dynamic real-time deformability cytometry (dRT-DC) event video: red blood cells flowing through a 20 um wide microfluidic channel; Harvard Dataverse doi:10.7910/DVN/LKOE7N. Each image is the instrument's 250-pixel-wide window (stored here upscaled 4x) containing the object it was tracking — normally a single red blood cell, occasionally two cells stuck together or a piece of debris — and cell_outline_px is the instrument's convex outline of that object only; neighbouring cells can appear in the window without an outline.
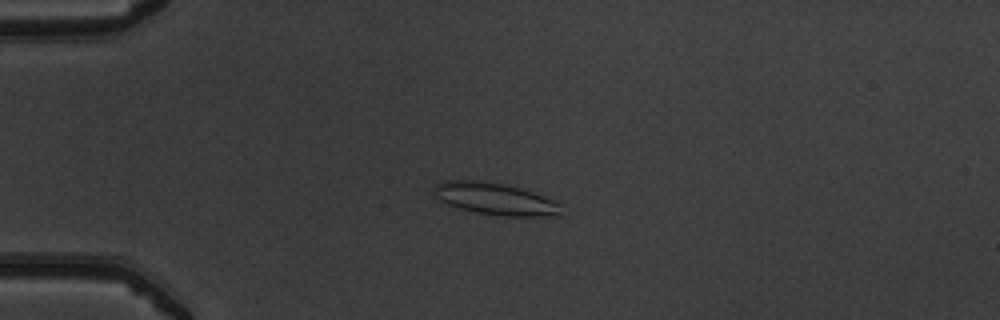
{"species": "common noctule bat (a hibernating species)", "species_latin": "Nyctalus noctula", "temperature_condition": "warm", "stored_images_in_passage": 46, "camera_frame_rate_fps": 3000, "um_per_image_px": 0.085, "animal": {"sex": "male", "body_mass_g": 19.5, "forearm_length_mm": 54.6}, "frame": {"image": 1, "passage_image": 8, "time_ms": 2.333, "image_size_px": [1000, 320], "cell_outline_px": [[564, 216], [504, 216], [476, 212], [460, 208], [448, 204], [432, 196], [436, 184], [444, 180], [480, 180], [504, 184], [520, 188], [560, 200]], "centroid_in_image_um": [42.18, 16.9], "position_along_channel_um": 42.8, "area_um2": 24.22}}
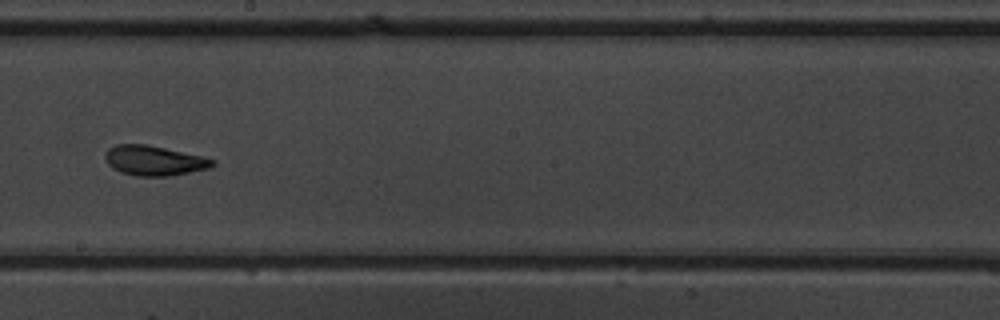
{"frame": {"image": 2, "passage_image": 25, "time_ms": 8.0, "image_size_px": [1000, 320], "cell_outline_px": [[216, 164], [208, 168], [168, 176], [136, 176], [120, 172], [112, 168], [108, 164], [104, 156], [104, 152], [108, 148], [116, 144], [144, 144], [204, 156], [216, 160]], "centroid_in_image_um": [13.07, 13.64], "position_along_channel_um": 235.1, "area_um2": 18.73}}
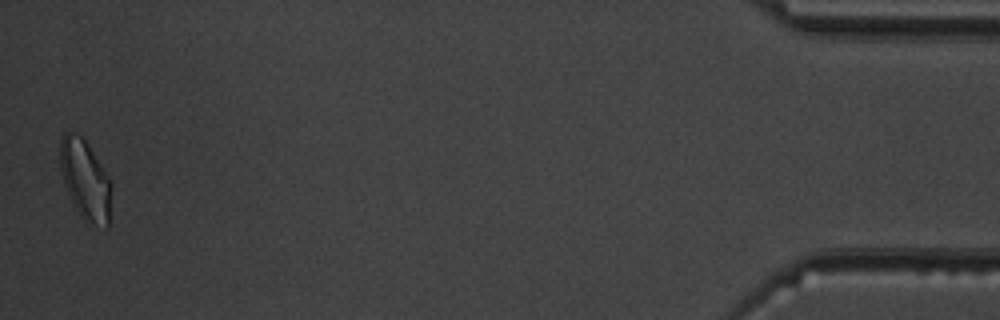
{"frame": {"image": 3, "passage_image": 46, "time_ms": 15.0, "image_size_px": [1000, 320], "cell_outline_px": [[112, 188], [108, 228], [84, 220], [72, 200], [68, 192], [60, 168], [60, 140], [64, 132], [76, 132], [84, 136], [112, 180]], "centroid_in_image_um": [7.28, 15.2], "position_along_channel_um": 427.9, "area_um2": 24.04}, "authors_computed_cell_mechanics": {"area_um2": 19.3052, "velocity_mm_per_s": 3.9404, "shape_relaxation_time_tau1_ms": 3.7721, "shape_relaxation_time_tau2_ms": 2.1302, "deformation_change_tau1": 0.1308, "deformation_change_tau2": 0.0988}}